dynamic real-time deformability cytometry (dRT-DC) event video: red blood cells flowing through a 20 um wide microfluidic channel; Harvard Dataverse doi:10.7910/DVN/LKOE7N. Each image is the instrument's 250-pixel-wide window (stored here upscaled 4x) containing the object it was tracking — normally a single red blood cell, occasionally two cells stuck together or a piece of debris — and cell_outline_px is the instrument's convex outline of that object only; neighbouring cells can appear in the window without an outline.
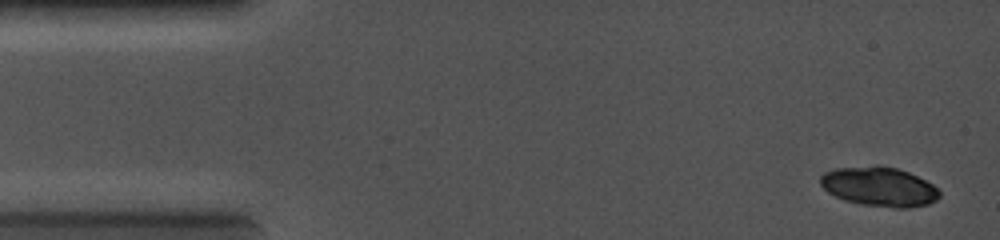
{"species": "common noctule bat (a hibernating species)", "species_latin": "Nyctalus noctula", "temperature_condition": "cold", "stored_images_in_passage": 8, "camera_frame_rate_fps": 5000, "um_per_image_px": 0.085, "animal": {"sex": "female", "body_mass_g": 19.0, "forearm_length_mm": 56.7}, "frame": {"image": 1, "passage_image": 2, "time_ms": 0.4, "image_size_px": [1000, 240], "cell_outline_px": [[940, 196], [936, 200], [928, 204], [908, 208], [892, 208], [860, 204], [844, 200], [828, 192], [820, 184], [820, 176], [824, 172], [836, 168], [876, 164], [896, 168], [908, 172], [932, 184], [940, 192]], "centroid_in_image_um": [74.71, 15.86], "position_along_channel_um": 10.3, "area_um2": 27.51}}
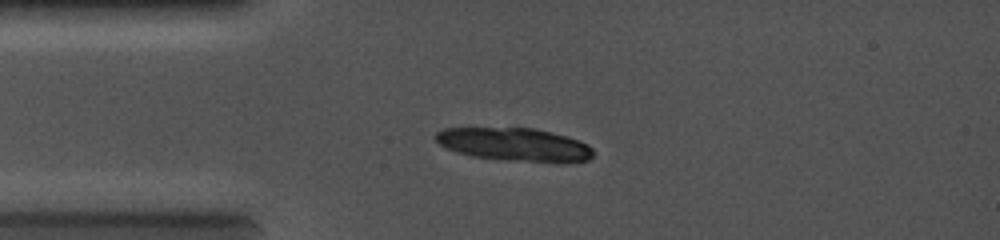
{"frame": {"image": 2, "passage_image": 8, "time_ms": 3.0, "image_size_px": [1000, 240], "cell_outline_px": [[592, 156], [588, 160], [560, 164], [504, 160], [472, 156], [456, 152], [440, 144], [436, 140], [436, 132], [444, 128], [536, 128], [568, 136], [588, 144], [592, 148]], "centroid_in_image_um": [43.8, 12.3], "position_along_channel_um": 41.2, "area_um2": 30.87}}